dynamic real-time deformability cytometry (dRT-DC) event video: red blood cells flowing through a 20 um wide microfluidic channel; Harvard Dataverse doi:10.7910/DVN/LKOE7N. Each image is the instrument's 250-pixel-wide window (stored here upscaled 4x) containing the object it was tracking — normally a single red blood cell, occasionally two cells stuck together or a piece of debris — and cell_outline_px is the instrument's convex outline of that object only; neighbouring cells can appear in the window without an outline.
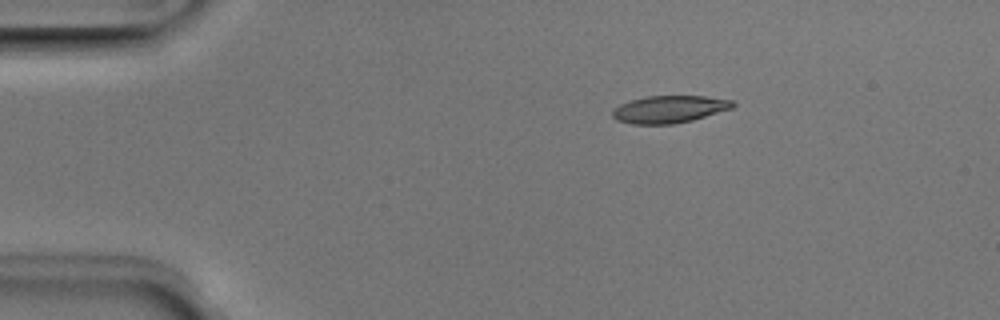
{"species": "Egyptian fruit bat (a non-hibernating species)", "species_latin": "Rousettus aegyptiacus", "temperature_condition": "room temperature", "stored_images_in_passage": 43, "camera_frame_rate_fps": 3000, "um_per_image_px": 0.085, "animal": {"sex": "male"}, "frame": {"image": 1, "passage_image": 1, "time_ms": 0.0, "image_size_px": [1000, 320], "cell_outline_px": [[736, 104], [732, 108], [692, 120], [672, 124], [632, 124], [616, 120], [612, 116], [612, 108], [628, 100], [644, 96], [704, 96], [732, 100]], "centroid_in_image_um": [56.84, 9.28], "position_along_channel_um": 28.2, "area_um2": 19.25}}
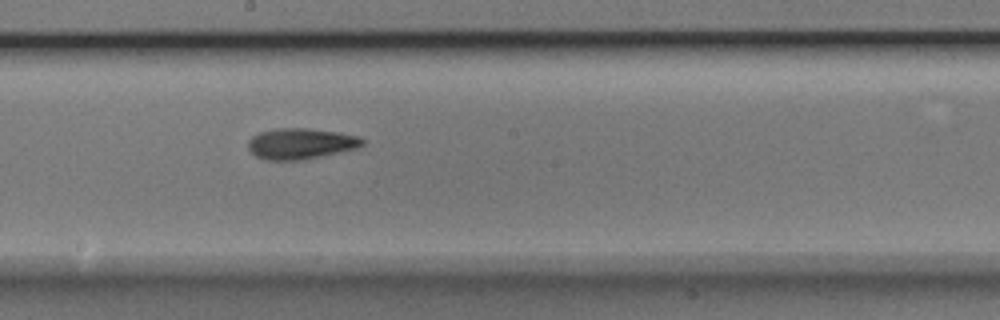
{"frame": {"image": 2, "passage_image": 20, "time_ms": 6.333, "image_size_px": [1000, 320], "cell_outline_px": [[364, 144], [356, 148], [304, 160], [264, 160], [256, 156], [248, 148], [248, 140], [252, 136], [260, 132], [276, 128], [308, 128], [340, 132], [360, 136], [364, 140]], "centroid_in_image_um": [25.56, 12.2], "position_along_channel_um": 222.6, "area_um2": 20.69}}
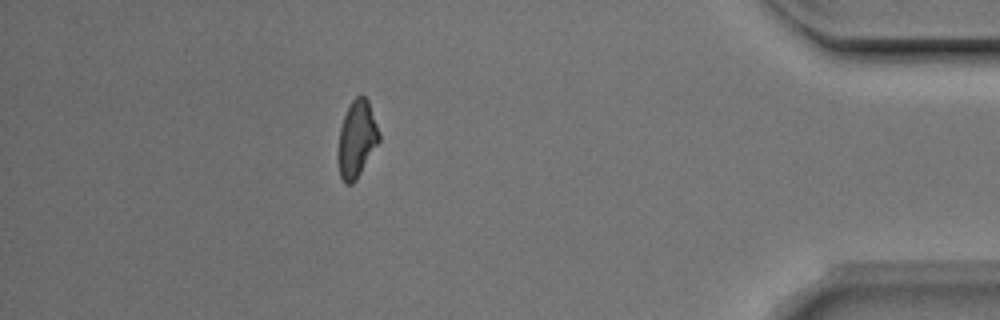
{"frame": {"image": 3, "passage_image": 37, "time_ms": 12.0, "image_size_px": [1000, 320], "cell_outline_px": [[380, 140], [356, 180], [352, 184], [344, 184], [340, 176], [336, 160], [336, 152], [340, 128], [344, 116], [352, 100], [360, 92], [368, 100], [380, 132]], "centroid_in_image_um": [30.3, 11.84], "position_along_channel_um": 404.9, "area_um2": 18.73}, "authors_computed_cell_mechanics": {"area_um2": 19.5942, "velocity_mm_per_s": 4.0206, "shape_relaxation_time_tau1_ms": 3.9666, "shape_relaxation_time_tau2_ms": 5.6821, "deformation_change_tau1": 0.163, "deformation_change_tau2": 0.1632}}